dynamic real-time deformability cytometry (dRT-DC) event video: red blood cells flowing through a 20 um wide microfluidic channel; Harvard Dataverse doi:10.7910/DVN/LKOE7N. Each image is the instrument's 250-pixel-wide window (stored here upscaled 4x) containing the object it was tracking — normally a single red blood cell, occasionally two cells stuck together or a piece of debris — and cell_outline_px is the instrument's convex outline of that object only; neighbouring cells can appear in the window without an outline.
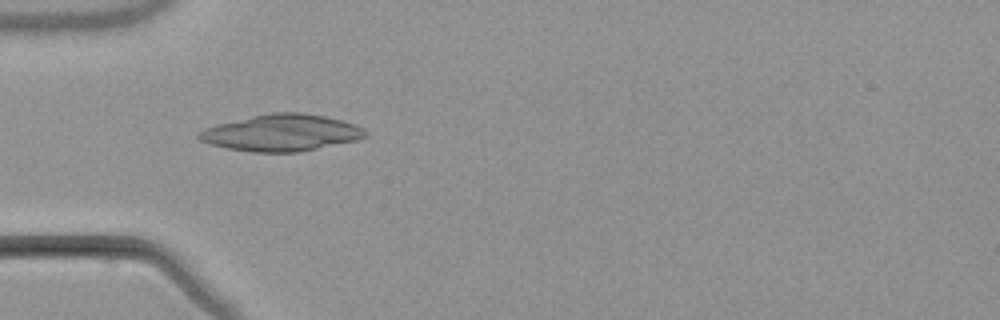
{"species": "common noctule bat (a hibernating species)", "species_latin": "Nyctalus noctula", "temperature_condition": "warm", "stored_images_in_passage": 6, "camera_frame_rate_fps": 3000, "um_per_image_px": 0.085, "animal": {"sex": "male", "body_mass_g": 21.5, "forearm_length_mm": 52.0}, "frame": {"image": 1, "passage_image": 5, "time_ms": 4.667, "image_size_px": [1000, 320], "cell_outline_px": [[368, 136], [356, 140], [300, 152], [252, 152], [228, 148], [212, 144], [200, 140], [196, 136], [196, 132], [204, 128], [216, 124], [268, 112], [300, 112], [324, 116], [356, 124], [368, 132]], "centroid_in_image_um": [23.91, 11.28], "position_along_channel_um": 61.1, "area_um2": 35.66}}
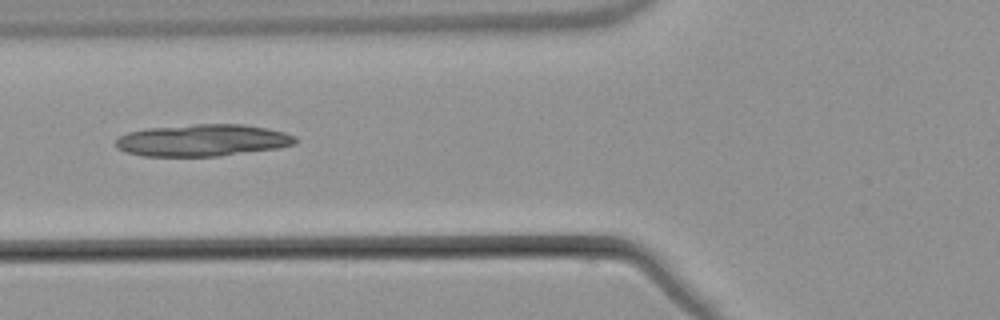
{"frame": {"image": 2, "passage_image": 6, "time_ms": 6.0, "image_size_px": [1000, 320], "cell_outline_px": [[296, 144], [276, 148], [216, 156], [144, 156], [124, 152], [116, 148], [112, 144], [120, 136], [128, 132], [148, 128], [192, 124], [244, 124], [268, 128], [284, 132], [296, 136]], "centroid_in_image_um": [17.17, 11.92], "position_along_channel_um": 108.6, "area_um2": 33.52}}